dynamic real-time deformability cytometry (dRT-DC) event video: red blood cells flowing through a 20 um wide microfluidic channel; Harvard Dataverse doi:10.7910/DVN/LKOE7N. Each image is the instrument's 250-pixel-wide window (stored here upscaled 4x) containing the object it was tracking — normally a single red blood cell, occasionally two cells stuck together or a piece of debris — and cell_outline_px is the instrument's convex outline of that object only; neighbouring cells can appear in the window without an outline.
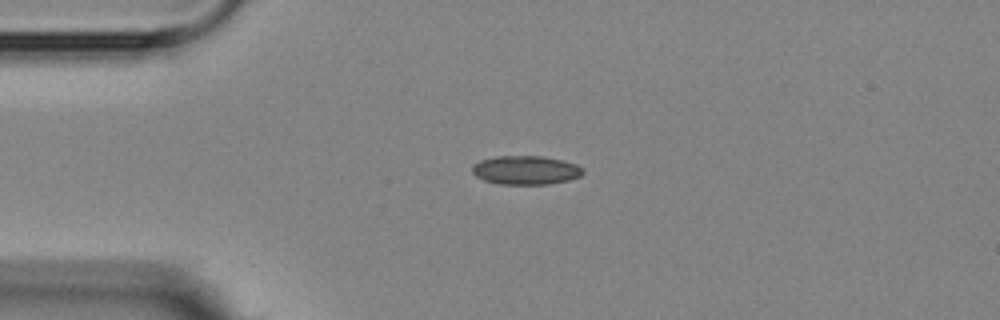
{"species": "Egyptian fruit bat (a non-hibernating species)", "species_latin": "Rousettus aegyptiacus", "temperature_condition": "room temperature", "stored_images_in_passage": 7, "camera_frame_rate_fps": 3000, "um_per_image_px": 0.085, "animal": {"sex": "female"}, "frame": {"image": 1, "passage_image": 3, "time_ms": 2.0, "image_size_px": [1000, 320], "cell_outline_px": [[584, 172], [580, 176], [568, 180], [548, 184], [500, 184], [484, 180], [476, 176], [472, 172], [472, 164], [480, 160], [496, 156], [544, 156], [576, 164], [584, 168]], "centroid_in_image_um": [44.68, 14.46], "position_along_channel_um": 40.3, "area_um2": 18.61}}
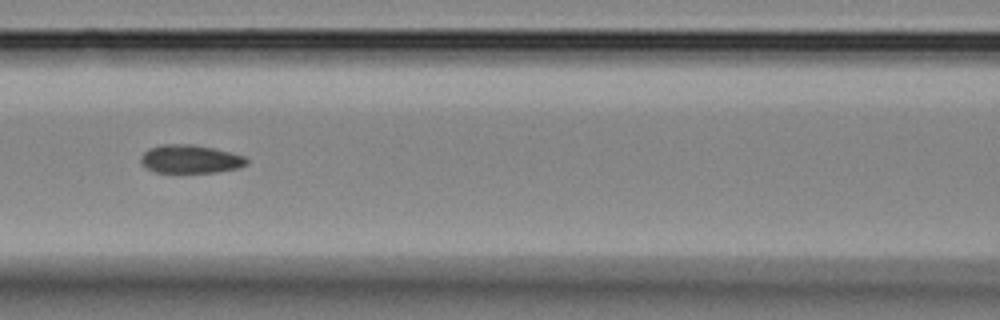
{"frame": {"image": 2, "passage_image": 6, "time_ms": 5.667, "image_size_px": [1000, 320], "cell_outline_px": [[248, 164], [240, 168], [216, 172], [152, 172], [144, 168], [140, 164], [140, 156], [148, 148], [160, 144], [192, 144], [212, 148], [244, 156], [248, 160]], "centroid_in_image_um": [16.12, 13.52], "position_along_channel_um": 150.5, "area_um2": 17.69}}
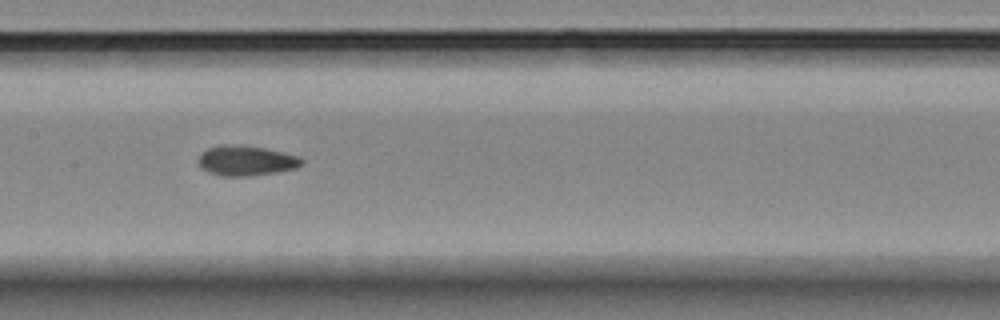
{"frame": {"image": 3, "passage_image": 7, "time_ms": 6.667, "image_size_px": [1000, 320], "cell_outline_px": [[304, 164], [296, 168], [248, 176], [220, 176], [208, 172], [200, 168], [196, 160], [200, 152], [208, 148], [220, 144], [228, 144], [264, 148], [300, 156], [304, 160]], "centroid_in_image_um": [20.86, 13.65], "position_along_channel_um": 186.5, "area_um2": 18.26}}